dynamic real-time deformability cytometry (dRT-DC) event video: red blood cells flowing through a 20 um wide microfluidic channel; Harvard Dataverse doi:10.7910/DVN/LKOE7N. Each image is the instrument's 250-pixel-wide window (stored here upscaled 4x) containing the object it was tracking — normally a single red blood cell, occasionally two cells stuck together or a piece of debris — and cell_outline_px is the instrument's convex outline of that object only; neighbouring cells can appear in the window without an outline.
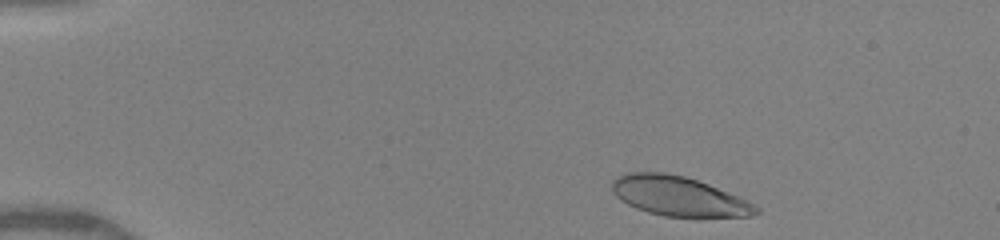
{"species": "human", "species_latin": "Homo sapiens", "temperature_condition": "warm", "stored_images_in_passage": 37, "camera_frame_rate_fps": 3000, "um_per_image_px": 0.085, "donor": {"sex": "female"}, "frame": {"image": 1, "passage_image": 2, "time_ms": 0.333, "image_size_px": [1000, 240], "cell_outline_px": [[760, 212], [752, 216], [696, 220], [664, 216], [648, 212], [636, 208], [620, 200], [612, 192], [612, 180], [616, 176], [628, 172], [664, 172], [684, 176], [708, 184], [748, 200], [760, 208]], "centroid_in_image_um": [57.74, 16.73], "position_along_channel_um": 27.3, "area_um2": 34.33}}
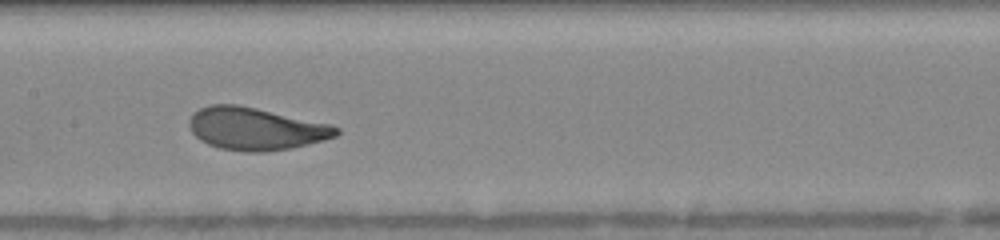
{"frame": {"image": 2, "passage_image": 20, "time_ms": 6.333, "image_size_px": [1000, 240], "cell_outline_px": [[340, 132], [336, 136], [324, 140], [292, 148], [260, 152], [244, 152], [220, 148], [208, 144], [200, 140], [192, 132], [188, 124], [188, 120], [192, 112], [208, 104], [236, 104], [256, 108], [332, 124], [340, 128]], "centroid_in_image_um": [21.72, 10.94], "position_along_channel_um": 185.7, "area_um2": 36.65}}
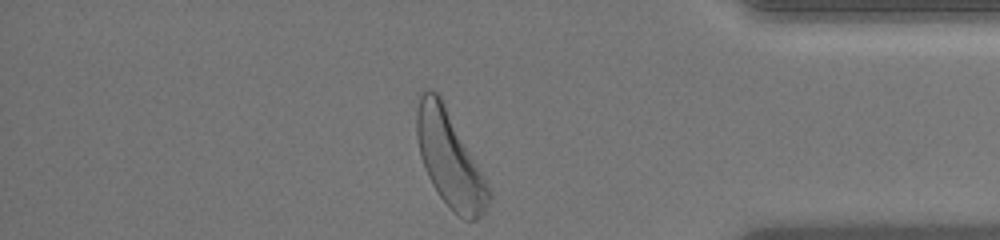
{"frame": {"image": 3, "passage_image": 37, "time_ms": 12.0, "image_size_px": [1000, 240], "cell_outline_px": [[492, 200], [484, 212], [476, 220], [464, 220], [448, 208], [432, 184], [424, 168], [420, 156], [416, 136], [416, 112], [420, 92], [424, 88], [428, 88], [436, 92], [440, 96], [488, 184], [492, 192]], "centroid_in_image_um": [38.21, 13.55], "position_along_channel_um": 397.0, "area_um2": 39.94}, "authors_computed_cell_mechanics": {"area_um2": 35.8938, "velocity_mm_per_s": 4.0771, "shape_relaxation_time_tau1_ms": 2.3283, "shape_relaxation_time_tau2_ms": 0.5608, "deformation_change_tau1": 0.1499, "deformation_change_tau2": 0.0732}}